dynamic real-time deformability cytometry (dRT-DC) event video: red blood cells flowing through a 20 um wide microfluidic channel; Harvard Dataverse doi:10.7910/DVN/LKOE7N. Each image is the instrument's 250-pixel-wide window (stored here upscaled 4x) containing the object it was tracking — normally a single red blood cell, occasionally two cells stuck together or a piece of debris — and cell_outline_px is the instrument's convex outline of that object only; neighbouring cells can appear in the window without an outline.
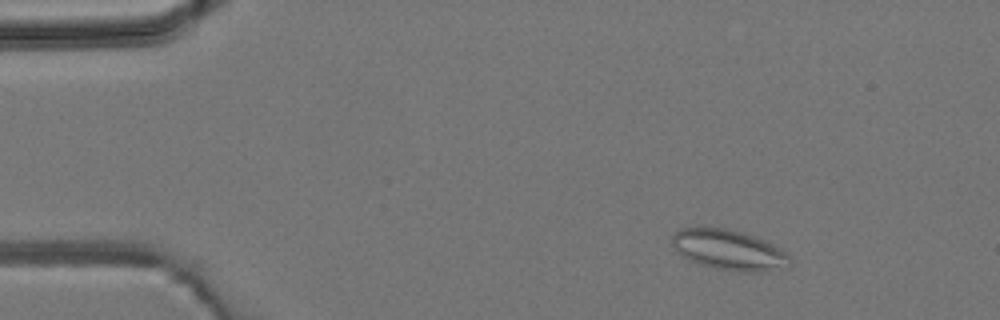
{"species": "common noctule bat (a hibernating species)", "species_latin": "Nyctalus noctula", "temperature_condition": "room temperature", "stored_images_in_passage": 3, "camera_frame_rate_fps": 3000, "um_per_image_px": 0.085, "animal": {"sex": "male", "body_mass_g": 19.2, "forearm_length_mm": 51.8}, "frame": {"image": 1, "passage_image": 2, "time_ms": 1.333, "image_size_px": [1000, 320], "cell_outline_px": [[792, 264], [788, 268], [764, 272], [744, 272], [716, 268], [700, 264], [688, 260], [680, 256], [672, 244], [672, 236], [676, 228], [724, 228], [744, 232], [756, 236], [780, 248], [792, 256]], "centroid_in_image_um": [62.0, 21.26], "position_along_channel_um": 23.0, "area_um2": 28.15}}